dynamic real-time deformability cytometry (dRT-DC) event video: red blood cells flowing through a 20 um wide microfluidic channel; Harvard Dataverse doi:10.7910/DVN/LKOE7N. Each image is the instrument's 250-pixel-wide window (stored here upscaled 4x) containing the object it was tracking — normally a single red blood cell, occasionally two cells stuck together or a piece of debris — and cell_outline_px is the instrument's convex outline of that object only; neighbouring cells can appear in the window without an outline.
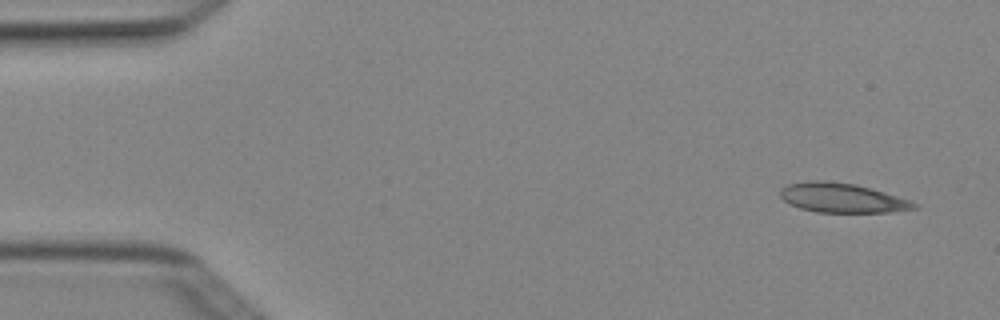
{"species": "Egyptian fruit bat (a non-hibernating species)", "species_latin": "Rousettus aegyptiacus", "temperature_condition": "cold", "stored_images_in_passage": 4, "camera_frame_rate_fps": 3000, "um_per_image_px": 0.085, "animal": {"sex": "female"}, "frame": {"image": 1, "passage_image": 1, "time_ms": 0.0, "image_size_px": [1000, 320], "cell_outline_px": [[920, 204], [916, 208], [888, 212], [816, 212], [800, 208], [788, 204], [780, 196], [780, 188], [788, 184], [808, 180], [824, 180], [856, 184], [872, 188]], "centroid_in_image_um": [71.53, 16.81], "position_along_channel_um": 13.5, "area_um2": 23.0}}
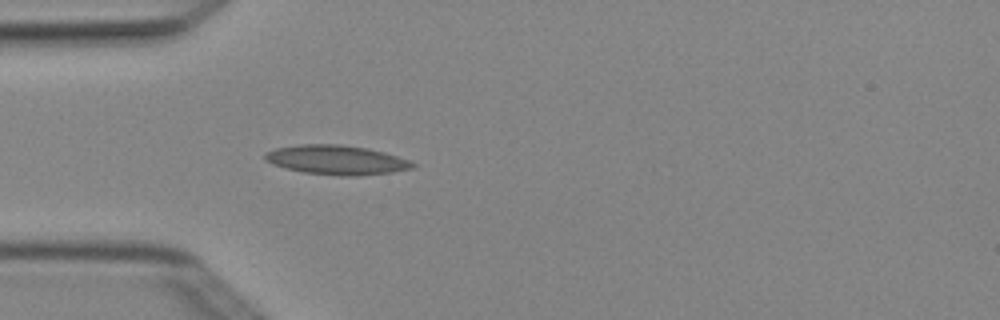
{"frame": {"image": 2, "passage_image": 4, "time_ms": 1.0, "image_size_px": [1000, 320], "cell_outline_px": [[416, 164], [412, 168], [392, 172], [356, 176], [340, 176], [304, 172], [284, 168], [272, 164], [264, 160], [264, 152], [276, 148], [300, 144], [340, 144], [368, 148], [384, 152], [408, 160]], "centroid_in_image_um": [28.56, 13.59], "position_along_channel_um": 56.4, "area_um2": 25.32}}